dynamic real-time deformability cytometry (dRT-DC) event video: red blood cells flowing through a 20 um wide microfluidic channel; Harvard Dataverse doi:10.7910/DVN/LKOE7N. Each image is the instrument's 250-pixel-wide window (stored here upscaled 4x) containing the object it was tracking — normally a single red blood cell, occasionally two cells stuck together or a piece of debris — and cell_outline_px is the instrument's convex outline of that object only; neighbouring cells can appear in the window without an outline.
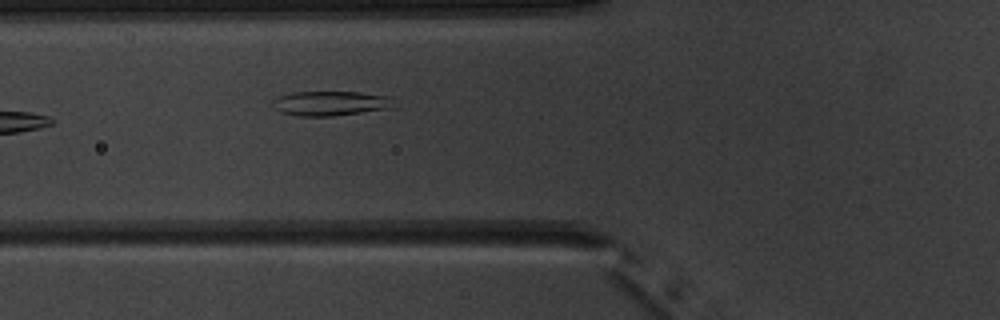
{"species": "common noctule bat (a hibernating species)", "species_latin": "Nyctalus noctula", "temperature_condition": "warm", "stored_images_in_passage": 7, "camera_frame_rate_fps": 3000, "um_per_image_px": 0.085, "animal": {"sex": "male", "body_mass_g": 20.1, "forearm_length_mm": 53.5}, "frame": {"image": 1, "passage_image": 7, "time_ms": 7.0, "image_size_px": [1000, 320], "cell_outline_px": [[396, 108], [332, 116], [300, 116], [280, 112], [276, 108], [272, 100], [276, 96], [292, 92], [360, 92], [388, 96]], "centroid_in_image_um": [28.1, 8.78], "position_along_channel_um": 97.7, "area_um2": 17.46}}